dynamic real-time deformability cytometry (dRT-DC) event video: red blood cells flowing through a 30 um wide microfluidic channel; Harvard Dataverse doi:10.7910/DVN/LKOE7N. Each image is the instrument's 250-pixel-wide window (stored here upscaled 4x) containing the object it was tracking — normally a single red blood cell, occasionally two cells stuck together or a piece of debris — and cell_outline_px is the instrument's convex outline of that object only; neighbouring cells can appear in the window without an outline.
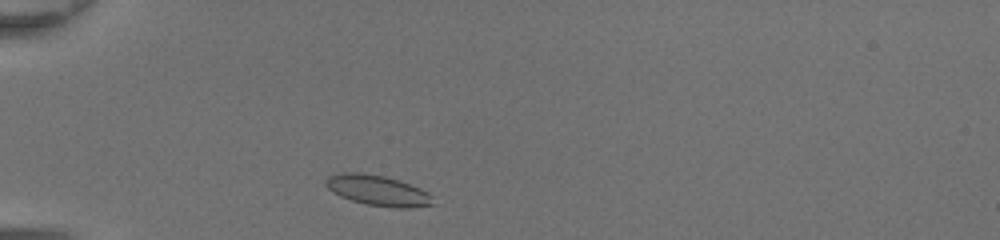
{"species": "common noctule bat (a hibernating species)", "species_latin": "Nyctalus noctula", "temperature_condition": "room temperature", "stored_images_in_passage": 30, "camera_frame_rate_fps": 3000, "um_per_image_px": 0.085, "animal": {"sex": "female", "body_mass_g": 20.0, "forearm_length_mm": 54.0}, "frame": {"image": 1, "passage_image": 2, "time_ms": 0.333, "image_size_px": [1000, 240], "cell_outline_px": [[436, 204], [408, 208], [396, 208], [368, 204], [352, 200], [340, 196], [332, 192], [324, 184], [324, 180], [328, 176], [340, 172], [360, 172], [384, 176], [400, 180], [420, 188], [428, 192], [432, 196]], "centroid_in_image_um": [32.11, 16.18], "position_along_channel_um": 52.9, "area_um2": 19.19}}
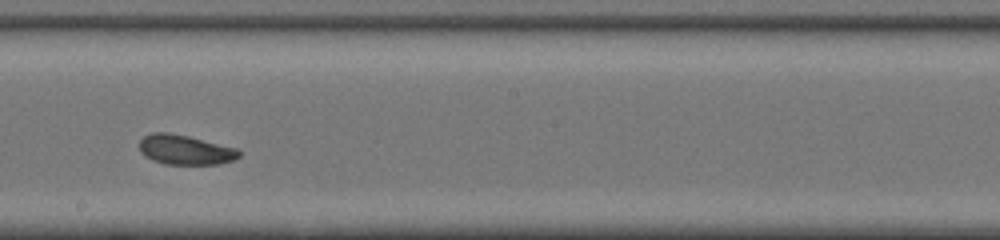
{"frame": {"image": 2, "passage_image": 16, "time_ms": 5.0, "image_size_px": [1000, 240], "cell_outline_px": [[240, 156], [236, 160], [220, 164], [164, 164], [152, 160], [144, 156], [140, 152], [140, 140], [144, 136], [152, 132], [168, 132], [188, 136], [236, 148], [240, 152]], "centroid_in_image_um": [15.73, 12.74], "position_along_channel_um": 232.5, "area_um2": 17.34}}
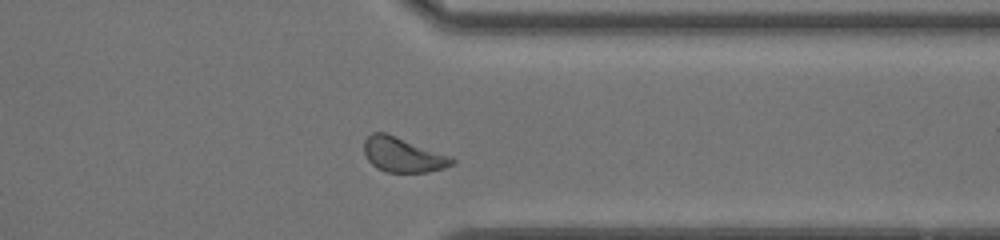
{"frame": {"image": 3, "passage_image": 26, "time_ms": 8.333, "image_size_px": [1000, 240], "cell_outline_px": [[456, 160], [452, 164], [444, 168], [428, 172], [388, 172], [376, 168], [368, 160], [364, 152], [364, 140], [372, 132], [384, 132], [452, 156]], "centroid_in_image_um": [34.25, 13.16], "position_along_channel_um": 377.2, "area_um2": 17.74}, "authors_computed_cell_mechanics": {"area_um2": 17.6001, "velocity_mm_per_s": 4.362, "shape_relaxation_time_tau1_ms": 1.5806, "shape_relaxation_time_tau2_ms": 2.6317, "deformation_change_tau1": 0.0848, "deformation_change_tau2": 0.0893}}